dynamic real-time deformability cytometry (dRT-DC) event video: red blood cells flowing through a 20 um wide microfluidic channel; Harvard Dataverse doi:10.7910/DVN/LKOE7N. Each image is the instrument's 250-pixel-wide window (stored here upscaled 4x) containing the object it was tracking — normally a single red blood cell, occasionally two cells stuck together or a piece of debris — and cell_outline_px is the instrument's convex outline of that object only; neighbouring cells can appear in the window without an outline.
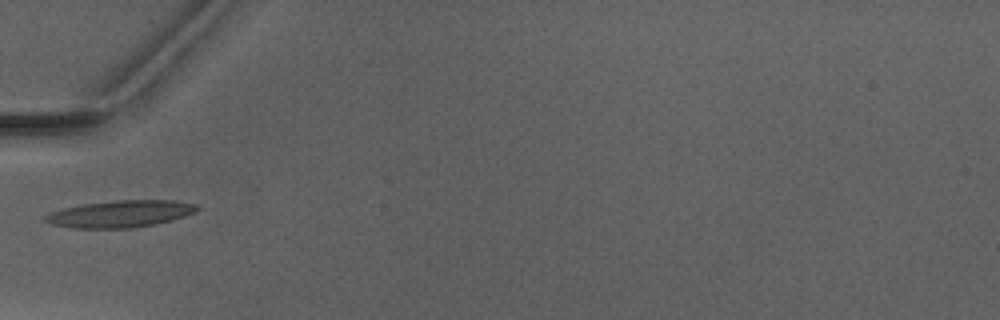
{"species": "Egyptian fruit bat (a non-hibernating species)", "species_latin": "Rousettus aegyptiacus", "temperature_condition": "warm", "stored_images_in_passage": 5, "camera_frame_rate_fps": 3000, "um_per_image_px": 0.085, "animal": {"sex": "male"}, "frame": {"image": 1, "passage_image": 5, "time_ms": 5.333, "image_size_px": [1000, 320], "cell_outline_px": [[200, 208], [196, 212], [172, 220], [156, 224], [132, 228], [72, 228], [52, 224], [44, 220], [44, 216], [52, 212], [64, 208], [80, 204], [116, 200], [172, 200], [196, 204]], "centroid_in_image_um": [10.24, 18.17], "position_along_channel_um": 74.8, "area_um2": 23.87}}